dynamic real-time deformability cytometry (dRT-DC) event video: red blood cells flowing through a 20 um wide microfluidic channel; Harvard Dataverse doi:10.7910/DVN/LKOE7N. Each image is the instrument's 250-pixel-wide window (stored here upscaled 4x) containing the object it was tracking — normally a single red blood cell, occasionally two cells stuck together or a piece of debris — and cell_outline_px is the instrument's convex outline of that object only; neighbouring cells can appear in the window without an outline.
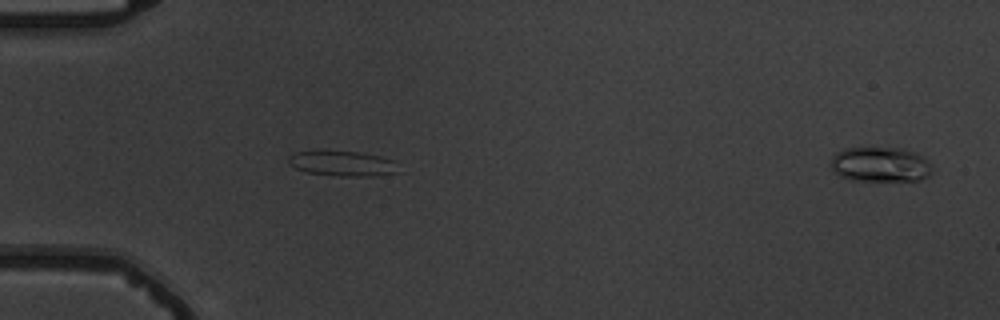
{"species": "common noctule bat (a hibernating species)", "species_latin": "Nyctalus noctula", "temperature_condition": "warm", "stored_images_in_passage": 2, "camera_frame_rate_fps": 3000, "um_per_image_px": 0.085, "animal": {"sex": "male", "body_mass_g": 19.5, "forearm_length_mm": 54.6}, "frame": {"image": 1, "passage_image": 2, "time_ms": 1.333, "image_size_px": [1000, 320], "cell_outline_px": [[932, 172], [928, 176], [916, 180], [852, 180], [840, 176], [832, 172], [832, 156], [836, 152], [844, 148], [900, 148], [916, 152], [928, 160], [932, 164]], "centroid_in_image_um": [74.83, 13.97], "position_along_channel_um": 10.2, "area_um2": 20.63}}